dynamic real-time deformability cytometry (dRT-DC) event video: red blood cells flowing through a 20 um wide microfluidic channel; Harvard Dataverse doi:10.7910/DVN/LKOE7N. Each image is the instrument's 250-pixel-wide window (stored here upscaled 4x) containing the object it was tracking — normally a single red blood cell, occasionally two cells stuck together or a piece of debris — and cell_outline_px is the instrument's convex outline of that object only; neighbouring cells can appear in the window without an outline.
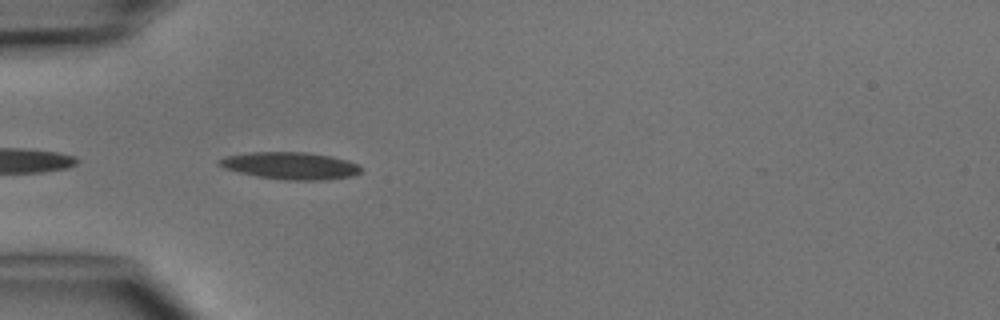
{"species": "common noctule bat (a hibernating species)", "species_latin": "Nyctalus noctula", "temperature_condition": "cold", "stored_images_in_passage": 6, "camera_frame_rate_fps": 3000, "um_per_image_px": 0.085, "animal": {"sex": "male", "body_mass_g": 15.6}, "frame": {"image": 1, "passage_image": 3, "time_ms": 2.333, "image_size_px": [1000, 320], "cell_outline_px": [[360, 172], [352, 176], [312, 180], [284, 180], [260, 176], [240, 172], [224, 168], [216, 164], [216, 160], [224, 156], [252, 152], [304, 152], [332, 156], [360, 164]], "centroid_in_image_um": [24.64, 14.07], "position_along_channel_um": 60.4, "area_um2": 22.25}}